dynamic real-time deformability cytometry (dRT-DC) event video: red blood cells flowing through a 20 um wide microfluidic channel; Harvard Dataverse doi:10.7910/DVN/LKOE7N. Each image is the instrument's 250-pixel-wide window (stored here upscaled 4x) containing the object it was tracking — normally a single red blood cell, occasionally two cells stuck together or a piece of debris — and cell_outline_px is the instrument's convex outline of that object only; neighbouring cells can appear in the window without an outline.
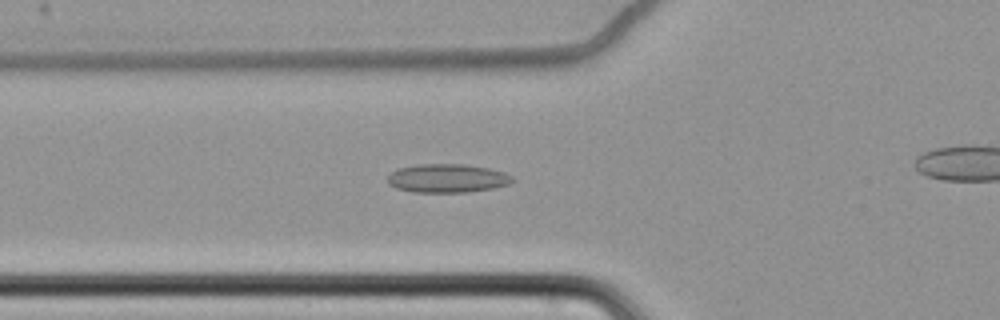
{"species": "common noctule bat (a hibernating species)", "species_latin": "Nyctalus noctula", "temperature_condition": "cold", "stored_images_in_passage": 45, "camera_frame_rate_fps": 3000, "um_per_image_px": 0.085, "animal": {"sex": "female", "body_mass_g": 22.7, "forearm_length_mm": 54.2}, "frame": {"image": 1, "passage_image": 14, "time_ms": 4.333, "image_size_px": [1000, 320], "cell_outline_px": [[516, 180], [508, 184], [492, 188], [464, 192], [416, 192], [396, 188], [388, 184], [388, 176], [392, 172], [400, 168], [420, 164], [464, 164], [488, 168], [504, 172], [512, 176]], "centroid_in_image_um": [38.03, 15.15], "position_along_channel_um": 87.8, "area_um2": 20.63}}
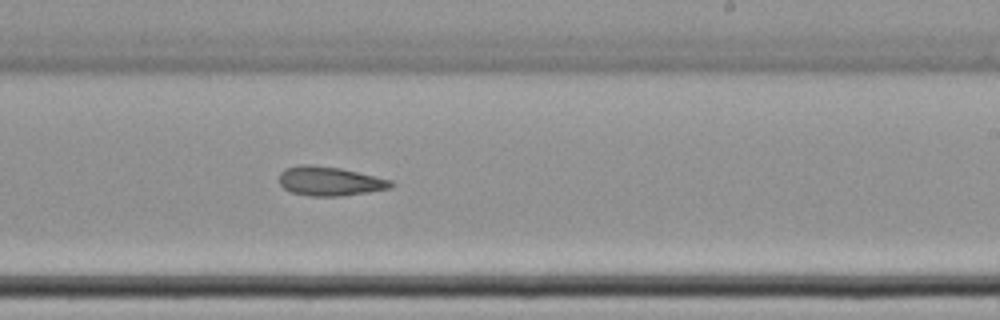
{"frame": {"image": 2, "passage_image": 29, "time_ms": 9.333, "image_size_px": [1000, 320], "cell_outline_px": [[396, 184], [392, 188], [368, 192], [340, 196], [308, 196], [292, 192], [284, 188], [280, 184], [280, 172], [284, 168], [300, 164], [312, 164], [340, 168], [392, 180]], "centroid_in_image_um": [28.03, 15.39], "position_along_channel_um": 261.0, "area_um2": 19.13}}
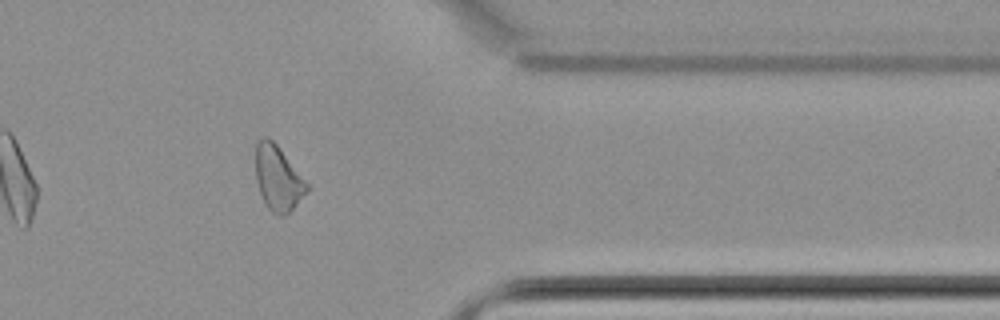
{"frame": {"image": 3, "passage_image": 41, "time_ms": 13.333, "image_size_px": [1000, 320], "cell_outline_px": [[308, 188], [296, 204], [284, 216], [276, 216], [264, 204], [256, 180], [256, 144], [264, 136], [272, 140], [280, 148], [308, 184]], "centroid_in_image_um": [23.6, 15.16], "position_along_channel_um": 387.8, "area_um2": 19.02}}